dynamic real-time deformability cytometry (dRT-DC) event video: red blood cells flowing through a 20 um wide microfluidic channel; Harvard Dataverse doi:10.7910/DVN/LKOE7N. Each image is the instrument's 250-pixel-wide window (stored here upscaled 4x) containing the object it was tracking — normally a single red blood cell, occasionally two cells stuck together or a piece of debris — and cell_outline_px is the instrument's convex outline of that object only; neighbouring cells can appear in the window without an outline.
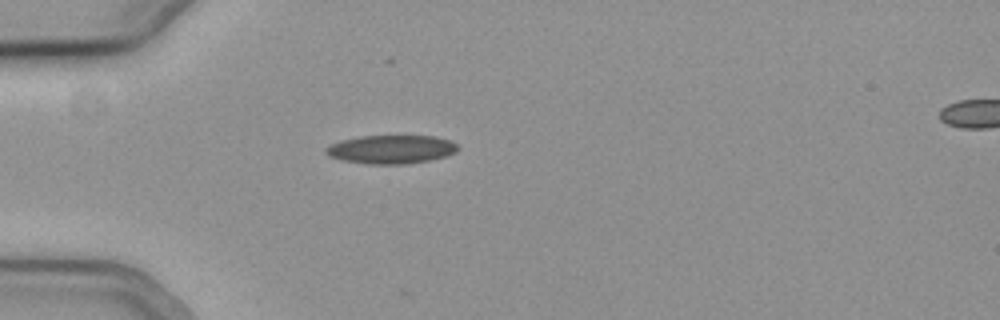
{"species": "common noctule bat (a hibernating species)", "species_latin": "Nyctalus noctula", "temperature_condition": "cold", "stored_images_in_passage": 9, "camera_frame_rate_fps": 3000, "um_per_image_px": 0.085, "animal": {"sex": "female", "body_mass_g": 19.3, "forearm_length_mm": 54.1}, "frame": {"image": 1, "passage_image": 1, "time_ms": 0.0, "image_size_px": [1000, 320], "cell_outline_px": [[460, 148], [456, 152], [444, 156], [428, 160], [404, 164], [368, 164], [344, 160], [328, 156], [324, 152], [324, 148], [332, 144], [344, 140], [360, 136], [432, 136], [448, 140], [456, 144]], "centroid_in_image_um": [33.23, 12.7], "position_along_channel_um": 51.8, "area_um2": 21.68}}
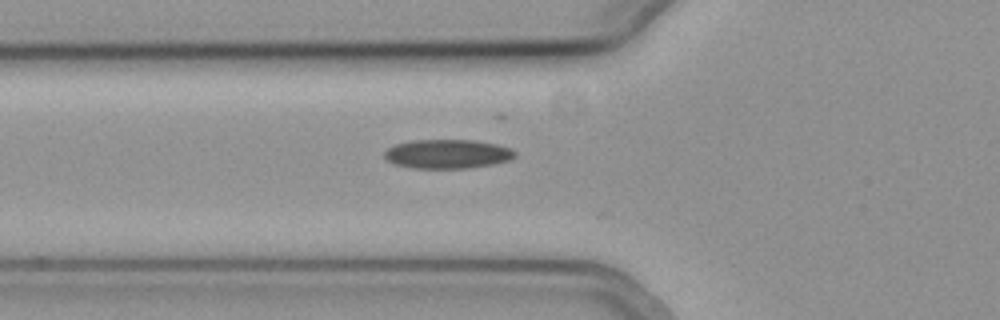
{"frame": {"image": 2, "passage_image": 5, "time_ms": 1.333, "image_size_px": [1000, 320], "cell_outline_px": [[516, 156], [508, 160], [492, 164], [468, 168], [412, 168], [392, 164], [384, 156], [384, 152], [388, 148], [396, 144], [412, 140], [476, 140], [496, 144], [512, 148], [516, 152]], "centroid_in_image_um": [38.03, 13.08], "position_along_channel_um": 87.8, "area_um2": 22.2}}
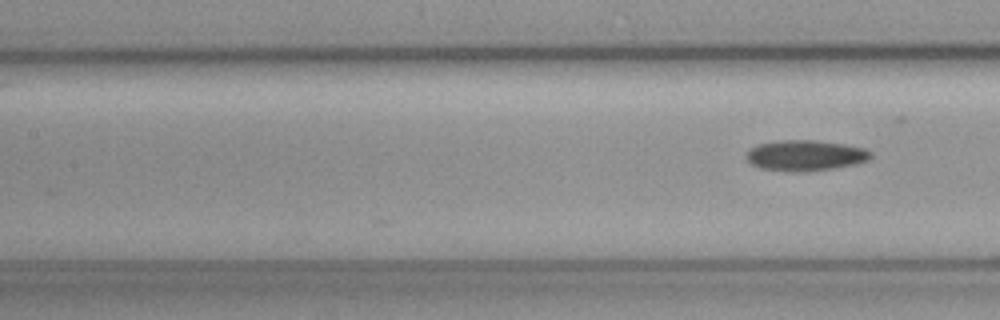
{"frame": {"image": 3, "passage_image": 9, "time_ms": 2.667, "image_size_px": [1000, 320], "cell_outline_px": [[872, 156], [868, 160], [856, 164], [832, 168], [800, 172], [784, 172], [760, 168], [752, 164], [748, 160], [748, 152], [756, 144], [780, 140], [816, 140], [844, 144], [864, 148], [872, 152]], "centroid_in_image_um": [68.47, 13.21], "position_along_channel_um": 138.9, "area_um2": 22.25}}